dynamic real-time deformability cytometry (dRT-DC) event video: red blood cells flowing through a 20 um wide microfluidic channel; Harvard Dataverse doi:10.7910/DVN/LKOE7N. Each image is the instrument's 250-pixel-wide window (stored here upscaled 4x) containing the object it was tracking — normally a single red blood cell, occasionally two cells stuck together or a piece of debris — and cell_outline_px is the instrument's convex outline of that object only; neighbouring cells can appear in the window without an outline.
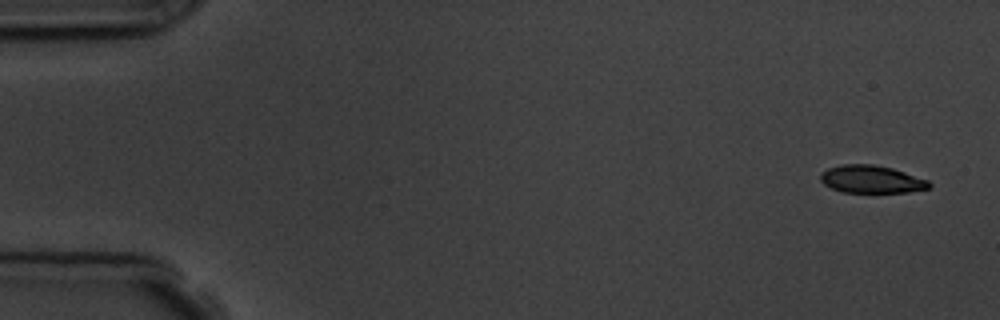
{"species": "common noctule bat (a hibernating species)", "species_latin": "Nyctalus noctula", "temperature_condition": "room temperature", "stored_images_in_passage": 6, "camera_frame_rate_fps": 3000, "um_per_image_px": 0.085, "animal": {"sex": "male", "body_mass_g": 19.5, "forearm_length_mm": 54.6}, "frame": {"image": 1, "passage_image": 1, "time_ms": 0.0, "image_size_px": [1000, 320], "cell_outline_px": [[932, 188], [908, 192], [844, 192], [832, 188], [824, 184], [820, 180], [820, 172], [828, 168], [840, 164], [872, 164], [892, 168], [928, 180], [932, 184]], "centroid_in_image_um": [74.07, 15.23], "position_along_channel_um": 10.9, "area_um2": 17.57}}
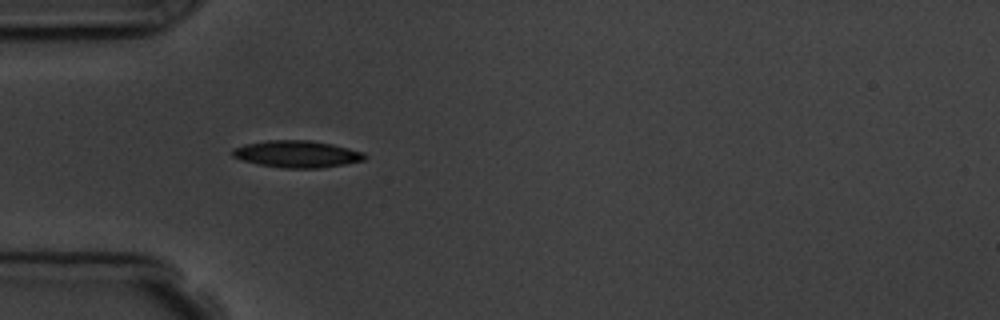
{"frame": {"image": 2, "passage_image": 5, "time_ms": 4.667, "image_size_px": [1000, 320], "cell_outline_px": [[368, 156], [364, 160], [344, 164], [320, 168], [280, 168], [260, 164], [244, 160], [232, 156], [232, 148], [244, 144], [268, 140], [312, 140], [332, 144], [364, 152]], "centroid_in_image_um": [25.25, 13.09], "position_along_channel_um": 59.7, "area_um2": 20.75}}